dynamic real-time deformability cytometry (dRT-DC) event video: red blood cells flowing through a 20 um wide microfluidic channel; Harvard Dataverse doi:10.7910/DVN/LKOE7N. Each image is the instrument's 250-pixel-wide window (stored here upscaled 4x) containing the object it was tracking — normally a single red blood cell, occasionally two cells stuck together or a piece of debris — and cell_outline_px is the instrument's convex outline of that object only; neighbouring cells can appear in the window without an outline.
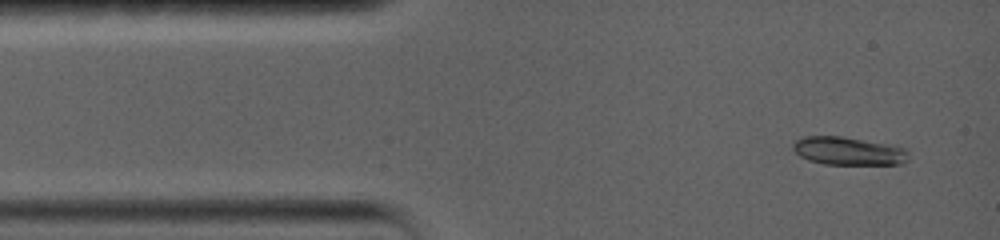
{"species": "common noctule bat (a hibernating species)", "species_latin": "Nyctalus noctula", "temperature_condition": "warm", "stored_images_in_passage": 16, "camera_frame_rate_fps": 5000, "um_per_image_px": 0.085, "animal": {"sex": "female", "body_mass_g": 19.0, "forearm_length_mm": 56.7}, "frame": {"image": 1, "passage_image": 1, "time_ms": 0.0, "image_size_px": [1000, 240], "cell_outline_px": [[908, 160], [904, 164], [824, 164], [808, 160], [800, 156], [792, 148], [792, 144], [796, 140], [804, 136], [840, 136], [904, 148], [908, 152]], "centroid_in_image_um": [72.07, 12.85], "position_along_channel_um": 12.9, "area_um2": 18.67}}
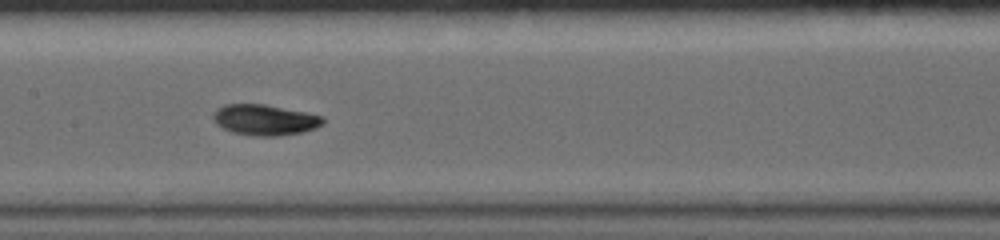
{"frame": {"image": 2, "passage_image": 7, "time_ms": 6.4, "image_size_px": [1000, 240], "cell_outline_px": [[324, 124], [316, 128], [300, 132], [280, 136], [256, 136], [232, 132], [216, 124], [212, 120], [212, 116], [216, 108], [224, 104], [264, 104], [308, 112], [324, 116]], "centroid_in_image_um": [22.51, 10.18], "position_along_channel_um": 184.9, "area_um2": 19.88}}
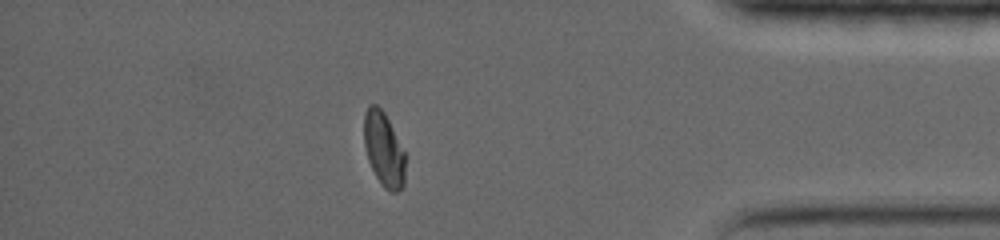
{"frame": {"image": 3, "passage_image": 14, "time_ms": 13.4, "image_size_px": [1000, 240], "cell_outline_px": [[404, 184], [396, 192], [392, 192], [384, 188], [380, 184], [368, 160], [364, 144], [364, 112], [368, 104], [376, 104], [384, 112], [404, 152]], "centroid_in_image_um": [32.59, 12.68], "position_along_channel_um": 402.6, "area_um2": 17.63}, "authors_computed_cell_mechanics": {"area_um2": 18.7272, "velocity_mm_per_s": 3.5715, "shape_relaxation_time_tau1_ms": 4.3432, "shape_relaxation_time_tau2_ms": 2.2424, "deformation_change_tau1": 0.1786, "deformation_change_tau2": 0.0438}}